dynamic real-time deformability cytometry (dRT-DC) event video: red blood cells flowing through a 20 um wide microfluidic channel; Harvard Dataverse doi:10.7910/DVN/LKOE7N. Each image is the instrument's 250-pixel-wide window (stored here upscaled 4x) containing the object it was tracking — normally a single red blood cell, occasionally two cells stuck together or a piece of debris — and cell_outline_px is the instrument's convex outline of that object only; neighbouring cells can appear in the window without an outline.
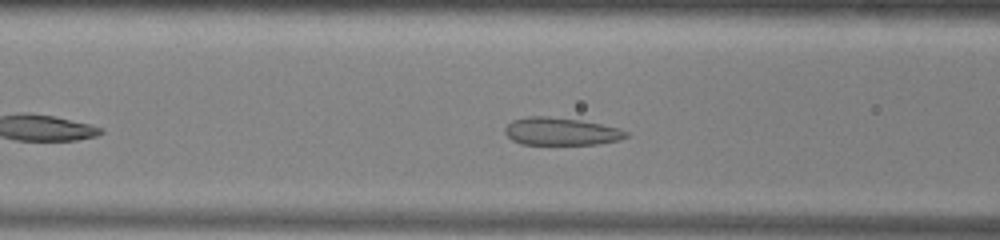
{"species": "common noctule bat (a hibernating species)", "species_latin": "Nyctalus noctula", "temperature_condition": "warm", "stored_images_in_passage": 39, "camera_frame_rate_fps": 3000, "um_per_image_px": 0.085, "animal": {"sex": "male", "body_mass_g": 13.0, "forearm_length_mm": 53.1}, "frame": {"image": 1, "passage_image": 10, "time_ms": 3.0, "image_size_px": [1000, 240], "cell_outline_px": [[628, 136], [616, 140], [596, 144], [520, 144], [512, 140], [504, 132], [504, 128], [512, 120], [528, 116], [548, 116], [580, 120], [620, 128], [628, 132]], "centroid_in_image_um": [47.65, 11.16], "position_along_channel_um": 119.0, "area_um2": 19.42}}
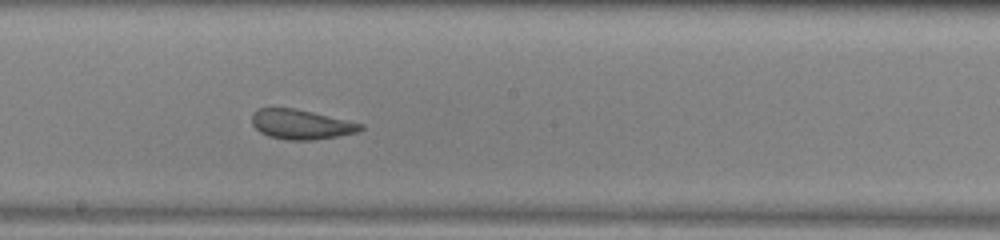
{"frame": {"image": 2, "passage_image": 18, "time_ms": 5.667, "image_size_px": [1000, 240], "cell_outline_px": [[364, 128], [360, 132], [312, 140], [284, 140], [268, 136], [260, 132], [252, 124], [252, 112], [256, 108], [296, 108], [364, 124]], "centroid_in_image_um": [25.58, 10.57], "position_along_channel_um": 222.6, "area_um2": 18.96}}
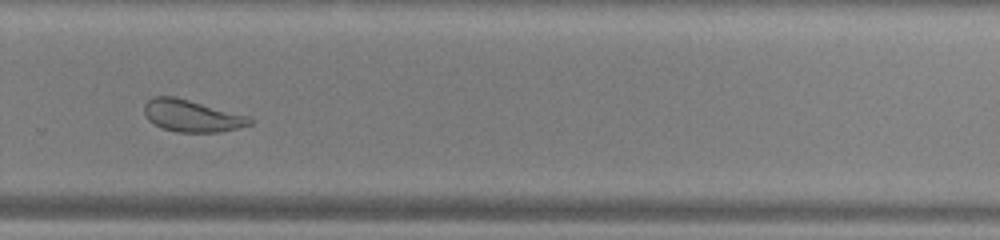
{"frame": {"image": 3, "passage_image": 25, "time_ms": 8.0, "image_size_px": [1000, 240], "cell_outline_px": [[252, 124], [220, 132], [176, 132], [160, 128], [148, 120], [144, 112], [144, 104], [152, 96], [176, 96], [248, 116], [252, 120]], "centroid_in_image_um": [16.25, 9.84], "position_along_channel_um": 313.5, "area_um2": 19.71}, "authors_computed_cell_mechanics": {"area_um2": 20.7502, "velocity_mm_per_s": 3.8975, "shape_relaxation_time_tau1_ms": 10.9405, "shape_relaxation_time_tau2_ms": 1.354, "deformation_change_tau1": 0.1751, "deformation_change_tau2": 0.0573}}